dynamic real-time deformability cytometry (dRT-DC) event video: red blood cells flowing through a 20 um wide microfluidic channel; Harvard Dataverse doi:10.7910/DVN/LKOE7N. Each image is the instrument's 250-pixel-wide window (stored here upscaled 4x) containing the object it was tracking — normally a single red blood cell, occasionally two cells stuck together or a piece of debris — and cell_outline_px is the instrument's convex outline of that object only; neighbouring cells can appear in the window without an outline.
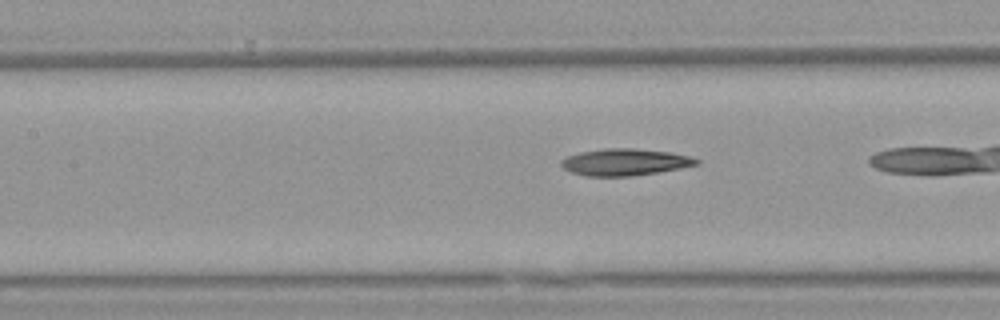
{"species": "Egyptian fruit bat (a non-hibernating species)", "species_latin": "Rousettus aegyptiacus", "temperature_condition": "warm", "stored_images_in_passage": 22, "camera_frame_rate_fps": 3000, "um_per_image_px": 0.085, "animal": {"sex": "female"}, "frame": {"image": 1, "passage_image": 11, "time_ms": 3.333, "image_size_px": [1000, 320], "cell_outline_px": [[700, 164], [680, 168], [632, 176], [584, 176], [572, 172], [564, 168], [560, 164], [560, 160], [568, 156], [580, 152], [604, 148], [632, 148], [672, 152], [688, 156], [700, 160]], "centroid_in_image_um": [53.11, 13.77], "position_along_channel_um": 154.3, "area_um2": 21.1}}